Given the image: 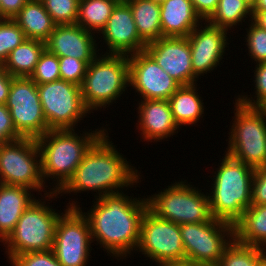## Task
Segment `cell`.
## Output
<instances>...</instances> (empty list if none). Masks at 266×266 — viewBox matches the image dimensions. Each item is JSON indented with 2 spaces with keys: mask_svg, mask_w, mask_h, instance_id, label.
<instances>
[{
  "mask_svg": "<svg viewBox=\"0 0 266 266\" xmlns=\"http://www.w3.org/2000/svg\"><path fill=\"white\" fill-rule=\"evenodd\" d=\"M95 200L91 209L83 213L90 226L92 241H97L107 255L117 260L126 259L138 247L141 222L148 210L147 199L118 192Z\"/></svg>",
  "mask_w": 266,
  "mask_h": 266,
  "instance_id": "cell-1",
  "label": "cell"
},
{
  "mask_svg": "<svg viewBox=\"0 0 266 266\" xmlns=\"http://www.w3.org/2000/svg\"><path fill=\"white\" fill-rule=\"evenodd\" d=\"M108 135L105 131L86 152L72 178L58 192L60 196L90 190L99 195L94 196L96 199L132 188L139 179L141 182V173L116 150Z\"/></svg>",
  "mask_w": 266,
  "mask_h": 266,
  "instance_id": "cell-2",
  "label": "cell"
},
{
  "mask_svg": "<svg viewBox=\"0 0 266 266\" xmlns=\"http://www.w3.org/2000/svg\"><path fill=\"white\" fill-rule=\"evenodd\" d=\"M98 129L84 130L80 135L75 129L48 130L36 139L43 181L46 183L49 178L55 181L51 192L58 193L68 183L86 152L108 130Z\"/></svg>",
  "mask_w": 266,
  "mask_h": 266,
  "instance_id": "cell-3",
  "label": "cell"
},
{
  "mask_svg": "<svg viewBox=\"0 0 266 266\" xmlns=\"http://www.w3.org/2000/svg\"><path fill=\"white\" fill-rule=\"evenodd\" d=\"M213 171L209 204L214 219L234 225L251 205L252 178L255 168L225 153ZM212 190V191H211Z\"/></svg>",
  "mask_w": 266,
  "mask_h": 266,
  "instance_id": "cell-4",
  "label": "cell"
},
{
  "mask_svg": "<svg viewBox=\"0 0 266 266\" xmlns=\"http://www.w3.org/2000/svg\"><path fill=\"white\" fill-rule=\"evenodd\" d=\"M58 195L56 192H51L43 199H36L25 209L13 232L3 242L7 261L23 253L52 249L56 223L61 214L49 206L50 203L47 205L46 200L50 201L49 199L57 198Z\"/></svg>",
  "mask_w": 266,
  "mask_h": 266,
  "instance_id": "cell-5",
  "label": "cell"
},
{
  "mask_svg": "<svg viewBox=\"0 0 266 266\" xmlns=\"http://www.w3.org/2000/svg\"><path fill=\"white\" fill-rule=\"evenodd\" d=\"M127 87H129L128 56L101 53L87 66L81 85L84 105L91 113L102 107L107 108L114 101L116 103L117 98L119 100Z\"/></svg>",
  "mask_w": 266,
  "mask_h": 266,
  "instance_id": "cell-6",
  "label": "cell"
},
{
  "mask_svg": "<svg viewBox=\"0 0 266 266\" xmlns=\"http://www.w3.org/2000/svg\"><path fill=\"white\" fill-rule=\"evenodd\" d=\"M234 104V120L230 127L225 153L253 168L266 165V110ZM236 111V112H235Z\"/></svg>",
  "mask_w": 266,
  "mask_h": 266,
  "instance_id": "cell-7",
  "label": "cell"
},
{
  "mask_svg": "<svg viewBox=\"0 0 266 266\" xmlns=\"http://www.w3.org/2000/svg\"><path fill=\"white\" fill-rule=\"evenodd\" d=\"M187 180L167 186L168 188L147 197L148 209L157 217L178 225L205 223L213 219L208 192L190 185ZM194 187V188H193Z\"/></svg>",
  "mask_w": 266,
  "mask_h": 266,
  "instance_id": "cell-8",
  "label": "cell"
},
{
  "mask_svg": "<svg viewBox=\"0 0 266 266\" xmlns=\"http://www.w3.org/2000/svg\"><path fill=\"white\" fill-rule=\"evenodd\" d=\"M180 232L185 263L189 265L217 266L224 249L234 239V225L214 218L205 223L182 224Z\"/></svg>",
  "mask_w": 266,
  "mask_h": 266,
  "instance_id": "cell-9",
  "label": "cell"
},
{
  "mask_svg": "<svg viewBox=\"0 0 266 266\" xmlns=\"http://www.w3.org/2000/svg\"><path fill=\"white\" fill-rule=\"evenodd\" d=\"M0 183L23 186L38 193L42 191L44 195L51 193L43 189L48 186L41 175L36 139L20 138L0 144Z\"/></svg>",
  "mask_w": 266,
  "mask_h": 266,
  "instance_id": "cell-10",
  "label": "cell"
},
{
  "mask_svg": "<svg viewBox=\"0 0 266 266\" xmlns=\"http://www.w3.org/2000/svg\"><path fill=\"white\" fill-rule=\"evenodd\" d=\"M76 202L67 203L55 227L52 250L62 266H86L92 251L90 226Z\"/></svg>",
  "mask_w": 266,
  "mask_h": 266,
  "instance_id": "cell-11",
  "label": "cell"
},
{
  "mask_svg": "<svg viewBox=\"0 0 266 266\" xmlns=\"http://www.w3.org/2000/svg\"><path fill=\"white\" fill-rule=\"evenodd\" d=\"M37 90L48 130L75 129L87 113L91 114L77 84L60 79L37 84Z\"/></svg>",
  "mask_w": 266,
  "mask_h": 266,
  "instance_id": "cell-12",
  "label": "cell"
},
{
  "mask_svg": "<svg viewBox=\"0 0 266 266\" xmlns=\"http://www.w3.org/2000/svg\"><path fill=\"white\" fill-rule=\"evenodd\" d=\"M136 252L157 264L185 263L180 225L157 217L148 209L141 222Z\"/></svg>",
  "mask_w": 266,
  "mask_h": 266,
  "instance_id": "cell-13",
  "label": "cell"
},
{
  "mask_svg": "<svg viewBox=\"0 0 266 266\" xmlns=\"http://www.w3.org/2000/svg\"><path fill=\"white\" fill-rule=\"evenodd\" d=\"M6 106L22 138L37 139L48 131L37 84L30 77H12Z\"/></svg>",
  "mask_w": 266,
  "mask_h": 266,
  "instance_id": "cell-14",
  "label": "cell"
},
{
  "mask_svg": "<svg viewBox=\"0 0 266 266\" xmlns=\"http://www.w3.org/2000/svg\"><path fill=\"white\" fill-rule=\"evenodd\" d=\"M129 86L141 100H168L181 86L146 52L128 56Z\"/></svg>",
  "mask_w": 266,
  "mask_h": 266,
  "instance_id": "cell-15",
  "label": "cell"
},
{
  "mask_svg": "<svg viewBox=\"0 0 266 266\" xmlns=\"http://www.w3.org/2000/svg\"><path fill=\"white\" fill-rule=\"evenodd\" d=\"M188 36L191 50L193 74L199 79L204 73H210L220 64L229 45L227 29L217 27L204 21ZM201 28V29H200ZM210 71V72H209Z\"/></svg>",
  "mask_w": 266,
  "mask_h": 266,
  "instance_id": "cell-16",
  "label": "cell"
},
{
  "mask_svg": "<svg viewBox=\"0 0 266 266\" xmlns=\"http://www.w3.org/2000/svg\"><path fill=\"white\" fill-rule=\"evenodd\" d=\"M145 51L180 85L197 83L187 37H162L147 43Z\"/></svg>",
  "mask_w": 266,
  "mask_h": 266,
  "instance_id": "cell-17",
  "label": "cell"
},
{
  "mask_svg": "<svg viewBox=\"0 0 266 266\" xmlns=\"http://www.w3.org/2000/svg\"><path fill=\"white\" fill-rule=\"evenodd\" d=\"M105 54L130 56L145 51L147 43L139 36L132 10L128 3L116 4L106 26L100 32Z\"/></svg>",
  "mask_w": 266,
  "mask_h": 266,
  "instance_id": "cell-18",
  "label": "cell"
},
{
  "mask_svg": "<svg viewBox=\"0 0 266 266\" xmlns=\"http://www.w3.org/2000/svg\"><path fill=\"white\" fill-rule=\"evenodd\" d=\"M77 24L56 25L45 42L46 49L58 57H74L91 63L99 53L97 37ZM98 49V50H97Z\"/></svg>",
  "mask_w": 266,
  "mask_h": 266,
  "instance_id": "cell-19",
  "label": "cell"
},
{
  "mask_svg": "<svg viewBox=\"0 0 266 266\" xmlns=\"http://www.w3.org/2000/svg\"><path fill=\"white\" fill-rule=\"evenodd\" d=\"M140 101L137 105L139 124L136 126L144 142H159L178 133L180 128L174 121L168 100Z\"/></svg>",
  "mask_w": 266,
  "mask_h": 266,
  "instance_id": "cell-20",
  "label": "cell"
},
{
  "mask_svg": "<svg viewBox=\"0 0 266 266\" xmlns=\"http://www.w3.org/2000/svg\"><path fill=\"white\" fill-rule=\"evenodd\" d=\"M162 37H187L201 22L190 0H166L160 4Z\"/></svg>",
  "mask_w": 266,
  "mask_h": 266,
  "instance_id": "cell-21",
  "label": "cell"
},
{
  "mask_svg": "<svg viewBox=\"0 0 266 266\" xmlns=\"http://www.w3.org/2000/svg\"><path fill=\"white\" fill-rule=\"evenodd\" d=\"M31 193V189L23 186L0 183V242L8 238L22 213L36 200Z\"/></svg>",
  "mask_w": 266,
  "mask_h": 266,
  "instance_id": "cell-22",
  "label": "cell"
},
{
  "mask_svg": "<svg viewBox=\"0 0 266 266\" xmlns=\"http://www.w3.org/2000/svg\"><path fill=\"white\" fill-rule=\"evenodd\" d=\"M27 39L46 42L57 25L40 0H28L13 18Z\"/></svg>",
  "mask_w": 266,
  "mask_h": 266,
  "instance_id": "cell-23",
  "label": "cell"
},
{
  "mask_svg": "<svg viewBox=\"0 0 266 266\" xmlns=\"http://www.w3.org/2000/svg\"><path fill=\"white\" fill-rule=\"evenodd\" d=\"M197 83L181 85L168 99L175 123L179 128L195 126L203 118L204 102L198 95Z\"/></svg>",
  "mask_w": 266,
  "mask_h": 266,
  "instance_id": "cell-24",
  "label": "cell"
},
{
  "mask_svg": "<svg viewBox=\"0 0 266 266\" xmlns=\"http://www.w3.org/2000/svg\"><path fill=\"white\" fill-rule=\"evenodd\" d=\"M234 239L244 245L266 249V204L250 205L245 210L234 224Z\"/></svg>",
  "mask_w": 266,
  "mask_h": 266,
  "instance_id": "cell-25",
  "label": "cell"
},
{
  "mask_svg": "<svg viewBox=\"0 0 266 266\" xmlns=\"http://www.w3.org/2000/svg\"><path fill=\"white\" fill-rule=\"evenodd\" d=\"M45 49V42L26 39L9 53L1 67L12 77H30Z\"/></svg>",
  "mask_w": 266,
  "mask_h": 266,
  "instance_id": "cell-26",
  "label": "cell"
},
{
  "mask_svg": "<svg viewBox=\"0 0 266 266\" xmlns=\"http://www.w3.org/2000/svg\"><path fill=\"white\" fill-rule=\"evenodd\" d=\"M128 4L139 36L146 43L162 38L160 4L152 0H132Z\"/></svg>",
  "mask_w": 266,
  "mask_h": 266,
  "instance_id": "cell-27",
  "label": "cell"
},
{
  "mask_svg": "<svg viewBox=\"0 0 266 266\" xmlns=\"http://www.w3.org/2000/svg\"><path fill=\"white\" fill-rule=\"evenodd\" d=\"M116 4L113 0H80L76 24L86 31L100 34Z\"/></svg>",
  "mask_w": 266,
  "mask_h": 266,
  "instance_id": "cell-28",
  "label": "cell"
},
{
  "mask_svg": "<svg viewBox=\"0 0 266 266\" xmlns=\"http://www.w3.org/2000/svg\"><path fill=\"white\" fill-rule=\"evenodd\" d=\"M246 18L251 21L253 14L252 9L243 0H219L215 12L207 22L213 26L233 30L234 26L241 25Z\"/></svg>",
  "mask_w": 266,
  "mask_h": 266,
  "instance_id": "cell-29",
  "label": "cell"
},
{
  "mask_svg": "<svg viewBox=\"0 0 266 266\" xmlns=\"http://www.w3.org/2000/svg\"><path fill=\"white\" fill-rule=\"evenodd\" d=\"M265 256L266 249L244 245L233 239L224 249L217 266H260Z\"/></svg>",
  "mask_w": 266,
  "mask_h": 266,
  "instance_id": "cell-30",
  "label": "cell"
},
{
  "mask_svg": "<svg viewBox=\"0 0 266 266\" xmlns=\"http://www.w3.org/2000/svg\"><path fill=\"white\" fill-rule=\"evenodd\" d=\"M23 30L13 19L0 20V65L9 53L26 40Z\"/></svg>",
  "mask_w": 266,
  "mask_h": 266,
  "instance_id": "cell-31",
  "label": "cell"
},
{
  "mask_svg": "<svg viewBox=\"0 0 266 266\" xmlns=\"http://www.w3.org/2000/svg\"><path fill=\"white\" fill-rule=\"evenodd\" d=\"M57 25L76 24L80 0H40Z\"/></svg>",
  "mask_w": 266,
  "mask_h": 266,
  "instance_id": "cell-32",
  "label": "cell"
},
{
  "mask_svg": "<svg viewBox=\"0 0 266 266\" xmlns=\"http://www.w3.org/2000/svg\"><path fill=\"white\" fill-rule=\"evenodd\" d=\"M30 78L36 84H44L60 80L58 56L45 49Z\"/></svg>",
  "mask_w": 266,
  "mask_h": 266,
  "instance_id": "cell-33",
  "label": "cell"
},
{
  "mask_svg": "<svg viewBox=\"0 0 266 266\" xmlns=\"http://www.w3.org/2000/svg\"><path fill=\"white\" fill-rule=\"evenodd\" d=\"M255 70L254 71V89H255V96L252 95L253 97H255L253 99V97L250 95H238V97H236V100L248 107H259V108H263L266 105V62L264 63H259L257 65H255ZM251 96V97H248Z\"/></svg>",
  "mask_w": 266,
  "mask_h": 266,
  "instance_id": "cell-34",
  "label": "cell"
},
{
  "mask_svg": "<svg viewBox=\"0 0 266 266\" xmlns=\"http://www.w3.org/2000/svg\"><path fill=\"white\" fill-rule=\"evenodd\" d=\"M250 26L246 28L247 35L245 37L248 55L254 60L255 64L266 62V30L260 28L252 20Z\"/></svg>",
  "mask_w": 266,
  "mask_h": 266,
  "instance_id": "cell-35",
  "label": "cell"
},
{
  "mask_svg": "<svg viewBox=\"0 0 266 266\" xmlns=\"http://www.w3.org/2000/svg\"><path fill=\"white\" fill-rule=\"evenodd\" d=\"M58 59L61 80L81 86L88 65L74 57H58Z\"/></svg>",
  "mask_w": 266,
  "mask_h": 266,
  "instance_id": "cell-36",
  "label": "cell"
},
{
  "mask_svg": "<svg viewBox=\"0 0 266 266\" xmlns=\"http://www.w3.org/2000/svg\"><path fill=\"white\" fill-rule=\"evenodd\" d=\"M9 263L12 266H62L52 249L16 255L9 260Z\"/></svg>",
  "mask_w": 266,
  "mask_h": 266,
  "instance_id": "cell-37",
  "label": "cell"
},
{
  "mask_svg": "<svg viewBox=\"0 0 266 266\" xmlns=\"http://www.w3.org/2000/svg\"><path fill=\"white\" fill-rule=\"evenodd\" d=\"M266 204V165L255 168L252 178L251 205Z\"/></svg>",
  "mask_w": 266,
  "mask_h": 266,
  "instance_id": "cell-38",
  "label": "cell"
},
{
  "mask_svg": "<svg viewBox=\"0 0 266 266\" xmlns=\"http://www.w3.org/2000/svg\"><path fill=\"white\" fill-rule=\"evenodd\" d=\"M22 138L15 130L13 120L6 104L0 105V144Z\"/></svg>",
  "mask_w": 266,
  "mask_h": 266,
  "instance_id": "cell-39",
  "label": "cell"
},
{
  "mask_svg": "<svg viewBox=\"0 0 266 266\" xmlns=\"http://www.w3.org/2000/svg\"><path fill=\"white\" fill-rule=\"evenodd\" d=\"M193 4L196 14L201 20L207 21L215 12L219 0H190Z\"/></svg>",
  "mask_w": 266,
  "mask_h": 266,
  "instance_id": "cell-40",
  "label": "cell"
},
{
  "mask_svg": "<svg viewBox=\"0 0 266 266\" xmlns=\"http://www.w3.org/2000/svg\"><path fill=\"white\" fill-rule=\"evenodd\" d=\"M28 0H0L1 20L13 19Z\"/></svg>",
  "mask_w": 266,
  "mask_h": 266,
  "instance_id": "cell-41",
  "label": "cell"
},
{
  "mask_svg": "<svg viewBox=\"0 0 266 266\" xmlns=\"http://www.w3.org/2000/svg\"><path fill=\"white\" fill-rule=\"evenodd\" d=\"M11 84L12 76L0 65V105L7 103Z\"/></svg>",
  "mask_w": 266,
  "mask_h": 266,
  "instance_id": "cell-42",
  "label": "cell"
},
{
  "mask_svg": "<svg viewBox=\"0 0 266 266\" xmlns=\"http://www.w3.org/2000/svg\"><path fill=\"white\" fill-rule=\"evenodd\" d=\"M252 21L260 28L266 30V11H252Z\"/></svg>",
  "mask_w": 266,
  "mask_h": 266,
  "instance_id": "cell-43",
  "label": "cell"
},
{
  "mask_svg": "<svg viewBox=\"0 0 266 266\" xmlns=\"http://www.w3.org/2000/svg\"><path fill=\"white\" fill-rule=\"evenodd\" d=\"M252 11H266V0H257Z\"/></svg>",
  "mask_w": 266,
  "mask_h": 266,
  "instance_id": "cell-44",
  "label": "cell"
},
{
  "mask_svg": "<svg viewBox=\"0 0 266 266\" xmlns=\"http://www.w3.org/2000/svg\"><path fill=\"white\" fill-rule=\"evenodd\" d=\"M246 4H248L249 5V7L252 9L254 6H255V4H256V2H257V0H243Z\"/></svg>",
  "mask_w": 266,
  "mask_h": 266,
  "instance_id": "cell-45",
  "label": "cell"
},
{
  "mask_svg": "<svg viewBox=\"0 0 266 266\" xmlns=\"http://www.w3.org/2000/svg\"><path fill=\"white\" fill-rule=\"evenodd\" d=\"M158 266H182V263L156 264Z\"/></svg>",
  "mask_w": 266,
  "mask_h": 266,
  "instance_id": "cell-46",
  "label": "cell"
},
{
  "mask_svg": "<svg viewBox=\"0 0 266 266\" xmlns=\"http://www.w3.org/2000/svg\"><path fill=\"white\" fill-rule=\"evenodd\" d=\"M113 1H115L117 4H120V3H129L132 0H113Z\"/></svg>",
  "mask_w": 266,
  "mask_h": 266,
  "instance_id": "cell-47",
  "label": "cell"
},
{
  "mask_svg": "<svg viewBox=\"0 0 266 266\" xmlns=\"http://www.w3.org/2000/svg\"><path fill=\"white\" fill-rule=\"evenodd\" d=\"M152 1H154V2H157V3L161 4L162 2H164V1H166V0H152Z\"/></svg>",
  "mask_w": 266,
  "mask_h": 266,
  "instance_id": "cell-48",
  "label": "cell"
},
{
  "mask_svg": "<svg viewBox=\"0 0 266 266\" xmlns=\"http://www.w3.org/2000/svg\"><path fill=\"white\" fill-rule=\"evenodd\" d=\"M182 266H198V265H189L187 263H182Z\"/></svg>",
  "mask_w": 266,
  "mask_h": 266,
  "instance_id": "cell-49",
  "label": "cell"
},
{
  "mask_svg": "<svg viewBox=\"0 0 266 266\" xmlns=\"http://www.w3.org/2000/svg\"><path fill=\"white\" fill-rule=\"evenodd\" d=\"M260 266H266V262L263 261V262L260 264Z\"/></svg>",
  "mask_w": 266,
  "mask_h": 266,
  "instance_id": "cell-50",
  "label": "cell"
}]
</instances>
